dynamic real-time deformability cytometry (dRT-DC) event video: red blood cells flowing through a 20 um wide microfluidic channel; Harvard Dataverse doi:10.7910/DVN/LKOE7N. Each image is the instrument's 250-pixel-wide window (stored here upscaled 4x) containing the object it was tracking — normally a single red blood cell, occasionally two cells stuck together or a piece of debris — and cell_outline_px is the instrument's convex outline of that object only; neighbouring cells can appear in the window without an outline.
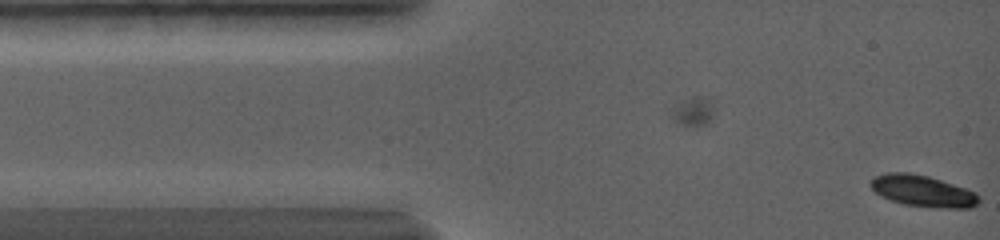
{"species": "common noctule bat (a hibernating species)", "species_latin": "Nyctalus noctula", "temperature_condition": "warm", "stored_images_in_passage": 9, "camera_frame_rate_fps": 5000, "um_per_image_px": 0.085, "animal": {"sex": "female", "body_mass_g": 19.0, "forearm_length_mm": 56.7}, "frame": {"image": 1, "passage_image": 9, "time_ms": 3.6, "image_size_px": [1000, 240], "cell_outline_px": [[980, 200], [976, 204], [968, 208], [936, 208], [904, 204], [888, 200], [880, 196], [868, 184], [872, 176], [888, 172], [908, 172], [928, 176], [976, 192], [980, 196]], "centroid_in_image_um": [78.38, 16.23], "position_along_channel_um": 6.6, "area_um2": 20.0}}